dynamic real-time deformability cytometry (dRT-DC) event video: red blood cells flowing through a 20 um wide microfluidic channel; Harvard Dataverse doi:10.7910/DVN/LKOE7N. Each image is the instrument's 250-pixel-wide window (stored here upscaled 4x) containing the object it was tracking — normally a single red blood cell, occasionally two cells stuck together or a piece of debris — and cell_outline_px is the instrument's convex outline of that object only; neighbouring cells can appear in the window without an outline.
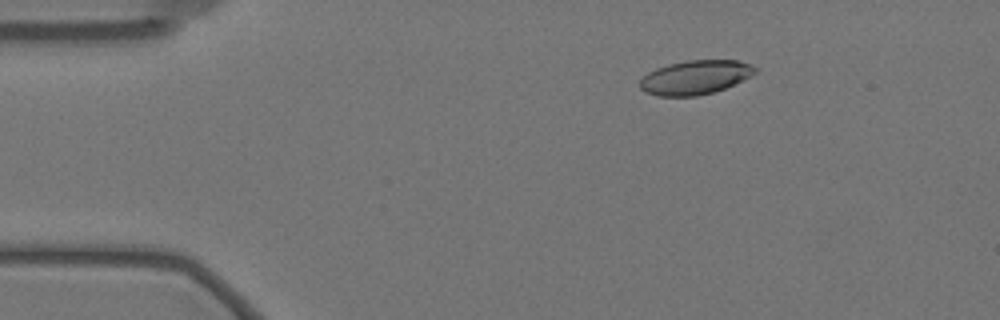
{"species": "Egyptian fruit bat (a non-hibernating species)", "species_latin": "Rousettus aegyptiacus", "temperature_condition": "warm", "stored_images_in_passage": 57, "camera_frame_rate_fps": 3000, "um_per_image_px": 0.085, "animal": {"sex": "female"}, "frame": {"image": 1, "passage_image": 9, "time_ms": 2.667, "image_size_px": [1000, 320], "cell_outline_px": [[756, 72], [752, 76], [724, 88], [712, 92], [696, 96], [656, 96], [644, 92], [640, 88], [640, 80], [648, 72], [656, 68], [668, 64], [688, 60], [736, 60], [752, 64], [756, 68]], "centroid_in_image_um": [59.08, 6.57], "position_along_channel_um": 25.9, "area_um2": 22.89}}
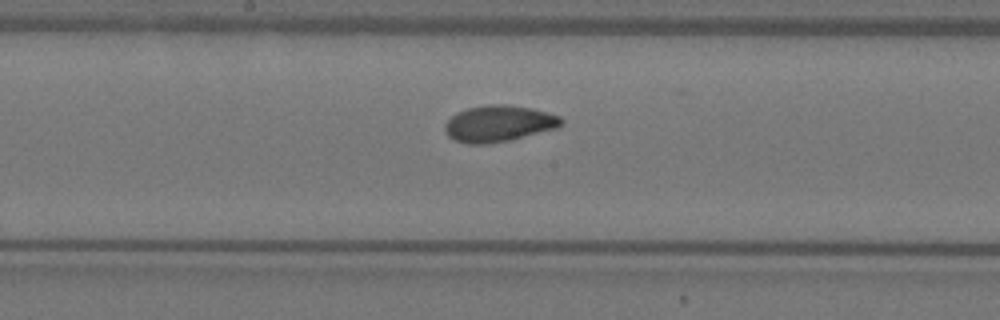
{"frame": {"image": 2, "passage_image": 30, "time_ms": 9.667, "image_size_px": [1000, 320], "cell_outline_px": [[564, 120], [556, 128], [508, 140], [488, 144], [468, 144], [456, 140], [448, 136], [444, 132], [444, 124], [456, 112], [468, 108], [488, 104], [508, 104], [532, 108], [560, 116]], "centroid_in_image_um": [42.35, 10.49], "position_along_channel_um": 205.8, "area_um2": 24.57}}
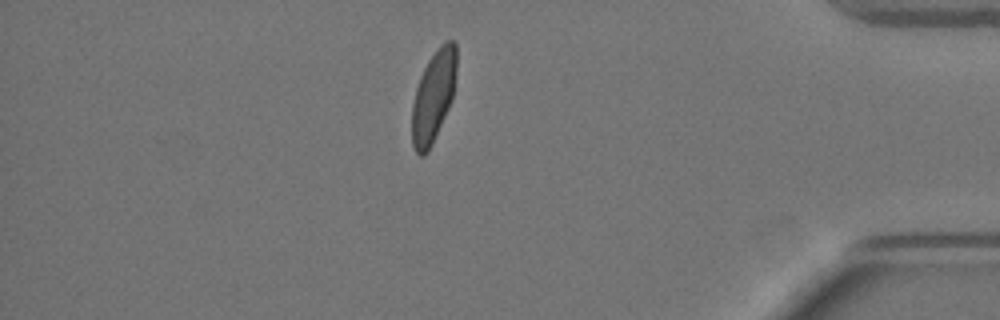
{"frame": {"image": 3, "passage_image": 50, "time_ms": 16.333, "image_size_px": [1000, 320], "cell_outline_px": [[456, 68], [452, 100], [432, 144], [428, 152], [424, 156], [420, 156], [416, 152], [412, 144], [412, 104], [416, 88], [420, 76], [428, 60], [440, 44], [448, 40], [452, 40], [456, 44]], "centroid_in_image_um": [36.83, 8.19], "position_along_channel_um": 398.4, "area_um2": 23.64}}